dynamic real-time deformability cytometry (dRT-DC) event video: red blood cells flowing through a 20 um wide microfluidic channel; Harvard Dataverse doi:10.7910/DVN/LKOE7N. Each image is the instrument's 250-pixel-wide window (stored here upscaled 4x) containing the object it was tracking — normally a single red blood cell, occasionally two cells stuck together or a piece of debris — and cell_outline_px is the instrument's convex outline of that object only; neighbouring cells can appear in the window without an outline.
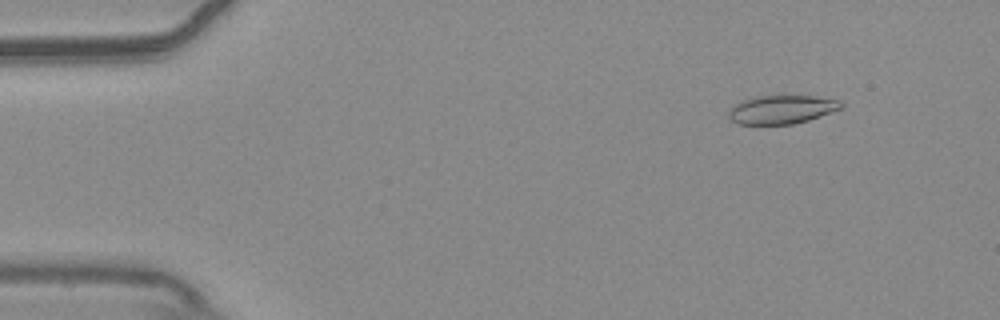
{"species": "common noctule bat (a hibernating species)", "species_latin": "Nyctalus noctula", "temperature_condition": "warm", "stored_images_in_passage": 55, "camera_frame_rate_fps": 3000, "um_per_image_px": 0.085, "animal": {"sex": "male", "body_mass_g": 20.4}, "frame": {"image": 1, "passage_image": 6, "time_ms": 1.667, "image_size_px": [1000, 320], "cell_outline_px": [[844, 108], [808, 120], [792, 124], [740, 124], [732, 120], [728, 116], [728, 112], [732, 104], [740, 100], [756, 96], [812, 96], [840, 100], [844, 104]], "centroid_in_image_um": [66.44, 9.3], "position_along_channel_um": 18.6, "area_um2": 18.84}}
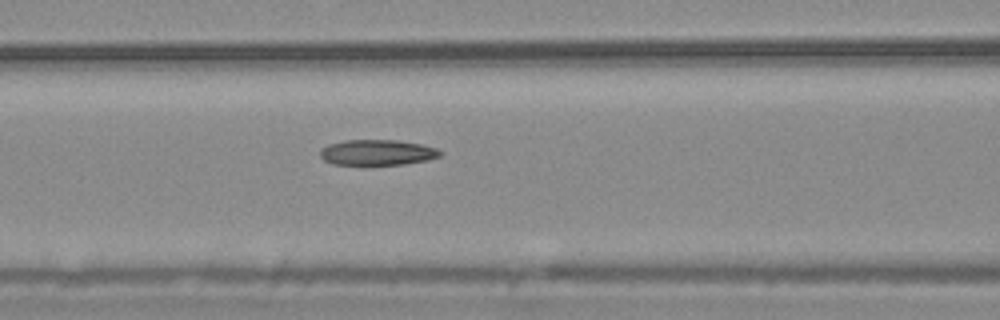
{"frame": {"image": 2, "passage_image": 23, "time_ms": 7.333, "image_size_px": [1000, 320], "cell_outline_px": [[444, 152], [440, 156], [428, 160], [404, 164], [332, 164], [324, 160], [320, 156], [320, 148], [328, 144], [344, 140], [400, 140], [420, 144], [436, 148]], "centroid_in_image_um": [32.07, 12.95], "position_along_channel_um": 134.5, "area_um2": 17.92}}
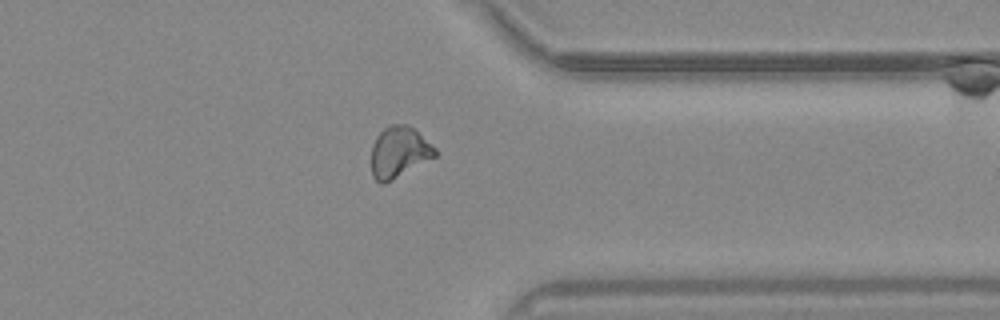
{"frame": {"image": 3, "passage_image": 43, "time_ms": 14.0, "image_size_px": [1000, 320], "cell_outline_px": [[436, 156], [392, 180], [384, 184], [380, 184], [372, 176], [372, 144], [376, 136], [388, 124], [408, 124], [436, 148]], "centroid_in_image_um": [33.89, 12.92], "position_along_channel_um": 377.5, "area_um2": 18.9}, "authors_computed_cell_mechanics": {"area_um2": 18.785, "velocity_mm_per_s": 3.7248, "shape_relaxation_time_tau1_ms": null, "shape_relaxation_time_tau2_ms": 4.8264, "deformation_change_tau1": null, "deformation_change_tau2": 0.1135}}